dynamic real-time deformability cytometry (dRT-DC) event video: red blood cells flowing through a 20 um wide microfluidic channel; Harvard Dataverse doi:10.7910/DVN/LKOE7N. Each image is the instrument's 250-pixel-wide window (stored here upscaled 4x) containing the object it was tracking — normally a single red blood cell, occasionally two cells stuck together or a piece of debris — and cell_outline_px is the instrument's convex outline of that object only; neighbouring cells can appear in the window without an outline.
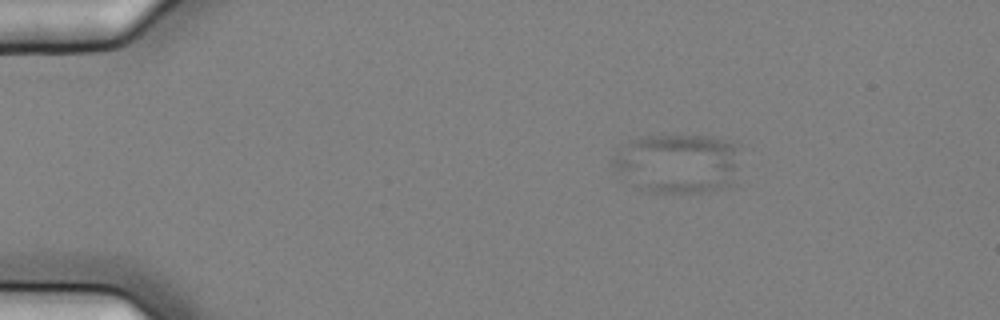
{"species": "common noctule bat (a hibernating species)", "species_latin": "Nyctalus noctula", "temperature_condition": "cold", "stored_images_in_passage": 5, "camera_frame_rate_fps": 3000, "um_per_image_px": 0.085, "animal": {"sex": "female", "body_mass_g": 25.1}, "frame": {"image": 1, "passage_image": 3, "time_ms": 0.667, "image_size_px": [1000, 320], "cell_outline_px": [[740, 148], [736, 184], [728, 188], [708, 192], [652, 192], [644, 188], [616, 168], [612, 164], [612, 160], [632, 140], [640, 136], [712, 136], [728, 140], [736, 144]], "centroid_in_image_um": [57.81, 13.88], "position_along_channel_um": 27.2, "area_um2": 43.7}}